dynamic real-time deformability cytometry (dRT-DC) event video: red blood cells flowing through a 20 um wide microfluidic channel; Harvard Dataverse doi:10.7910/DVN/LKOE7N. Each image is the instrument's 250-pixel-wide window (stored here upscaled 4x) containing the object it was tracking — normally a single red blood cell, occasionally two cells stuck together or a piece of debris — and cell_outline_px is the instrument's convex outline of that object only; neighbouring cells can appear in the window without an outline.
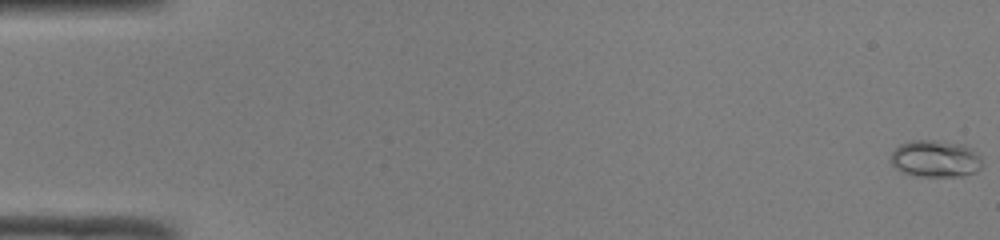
{"species": "common noctule bat (a hibernating species)", "species_latin": "Nyctalus noctula", "temperature_condition": "room temperature", "stored_images_in_passage": 50, "camera_frame_rate_fps": 3000, "um_per_image_px": 0.085, "animal": {"sex": "male", "body_mass_g": 19.0, "forearm_length_mm": 50.8}, "frame": {"image": 1, "passage_image": 1, "time_ms": 0.0, "image_size_px": [1000, 240], "cell_outline_px": [[984, 168], [976, 172], [960, 176], [916, 176], [904, 172], [896, 168], [892, 164], [892, 152], [900, 144], [912, 140], [936, 140], [964, 144], [972, 148], [980, 156], [984, 164]], "centroid_in_image_um": [79.58, 13.49], "position_along_channel_um": 5.4, "area_um2": 19.88}}
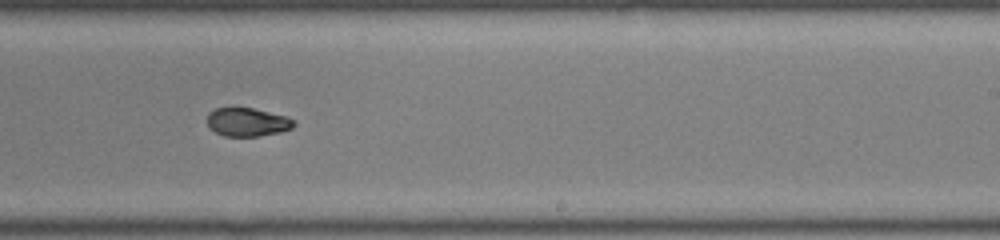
{"frame": {"image": 2, "passage_image": 32, "time_ms": 10.333, "image_size_px": [1000, 240], "cell_outline_px": [[296, 124], [292, 128], [280, 132], [260, 136], [224, 136], [208, 128], [208, 112], [216, 108], [252, 108], [288, 116], [296, 120]], "centroid_in_image_um": [21.06, 10.38], "position_along_channel_um": 267.9, "area_um2": 14.51}}
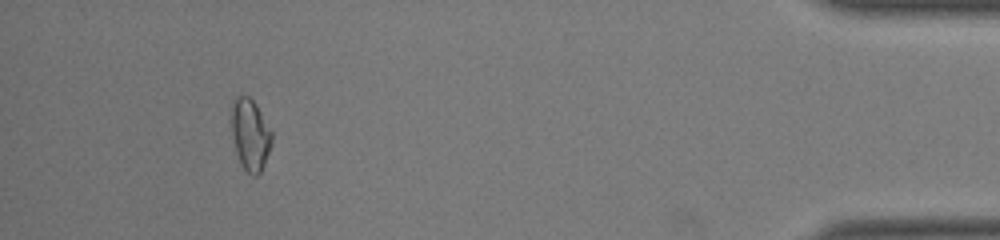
{"frame": {"image": 3, "passage_image": 47, "time_ms": 15.333, "image_size_px": [1000, 240], "cell_outline_px": [[272, 144], [264, 164], [260, 172], [256, 176], [252, 176], [240, 164], [236, 152], [232, 132], [232, 100], [236, 96], [248, 96], [256, 104], [272, 132]], "centroid_in_image_um": [21.27, 11.45], "position_along_channel_um": 413.9, "area_um2": 16.7}, "authors_computed_cell_mechanics": {"area_um2": 15.8372, "velocity_mm_per_s": 4.139, "shape_relaxation_time_tau1_ms": 6.7389, "shape_relaxation_time_tau2_ms": 3.6144, "deformation_change_tau1": 0.2048, "deformation_change_tau2": 0.0652}}